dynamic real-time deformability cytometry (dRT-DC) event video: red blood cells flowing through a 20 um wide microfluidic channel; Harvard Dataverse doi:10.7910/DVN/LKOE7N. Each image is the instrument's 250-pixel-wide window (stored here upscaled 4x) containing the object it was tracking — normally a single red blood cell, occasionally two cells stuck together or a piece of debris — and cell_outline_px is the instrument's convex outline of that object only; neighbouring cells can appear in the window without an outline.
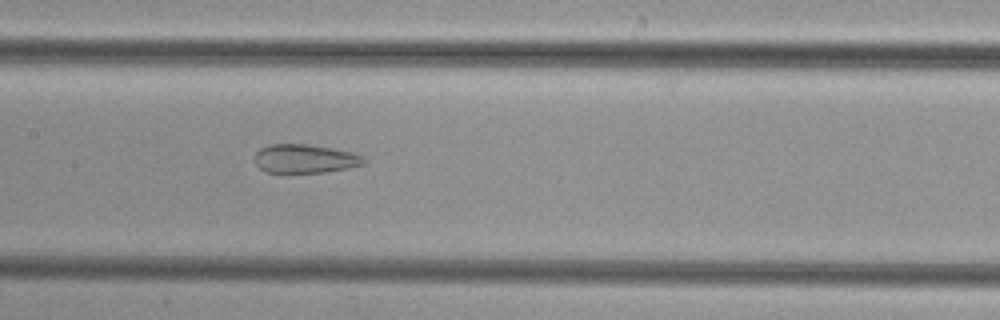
{"species": "common noctule bat (a hibernating species)", "species_latin": "Nyctalus noctula", "temperature_condition": "cold", "stored_images_in_passage": 48, "camera_frame_rate_fps": 3000, "um_per_image_px": 0.085, "animal": {"sex": "female", "body_mass_g": 29.2, "forearm_length_mm": 56.3}, "frame": {"image": 1, "passage_image": 21, "time_ms": 6.667, "image_size_px": [1000, 320], "cell_outline_px": [[364, 164], [348, 168], [324, 172], [284, 176], [264, 172], [256, 164], [256, 152], [260, 148], [268, 144], [308, 144], [332, 148], [352, 152], [360, 156], [364, 160]], "centroid_in_image_um": [25.84, 13.54], "position_along_channel_um": 181.6, "area_um2": 18.96}}
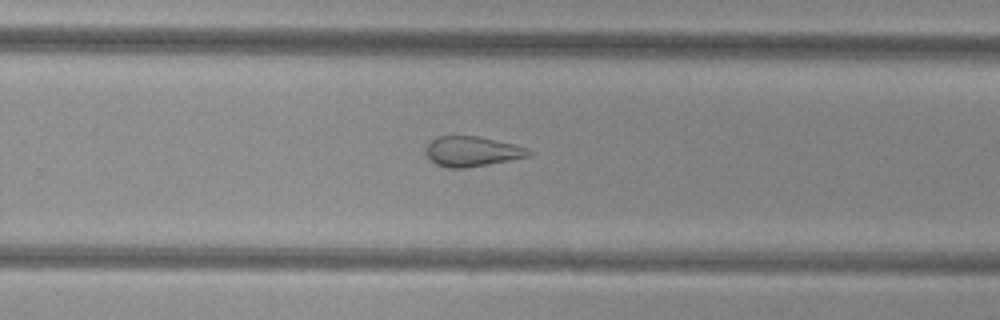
{"frame": {"image": 2, "passage_image": 29, "time_ms": 9.333, "image_size_px": [1000, 320], "cell_outline_px": [[536, 152], [528, 156], [488, 164], [464, 168], [448, 168], [436, 164], [424, 152], [428, 144], [436, 136], [480, 136], [528, 148]], "centroid_in_image_um": [40.13, 12.86], "position_along_channel_um": 289.7, "area_um2": 17.92}}
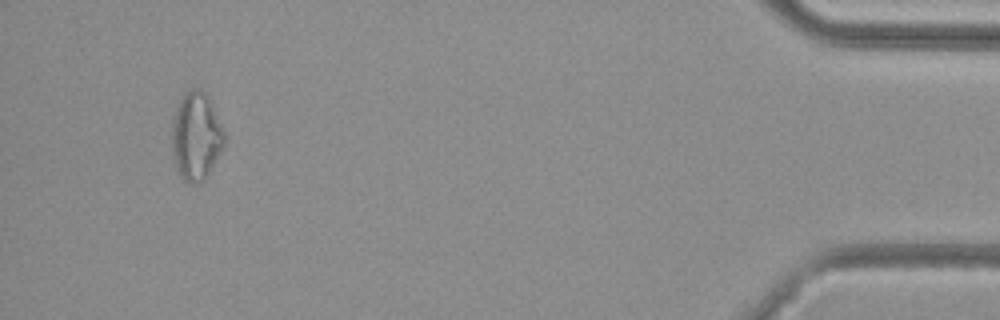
{"frame": {"image": 3, "passage_image": 44, "time_ms": 14.333, "image_size_px": [1000, 320], "cell_outline_px": [[224, 148], [208, 176], [200, 184], [188, 184], [180, 176], [176, 168], [172, 152], [172, 120], [176, 108], [180, 100], [192, 88], [200, 88], [208, 96], [224, 128]], "centroid_in_image_um": [16.69, 11.63], "position_along_channel_um": 418.5, "area_um2": 27.28}}